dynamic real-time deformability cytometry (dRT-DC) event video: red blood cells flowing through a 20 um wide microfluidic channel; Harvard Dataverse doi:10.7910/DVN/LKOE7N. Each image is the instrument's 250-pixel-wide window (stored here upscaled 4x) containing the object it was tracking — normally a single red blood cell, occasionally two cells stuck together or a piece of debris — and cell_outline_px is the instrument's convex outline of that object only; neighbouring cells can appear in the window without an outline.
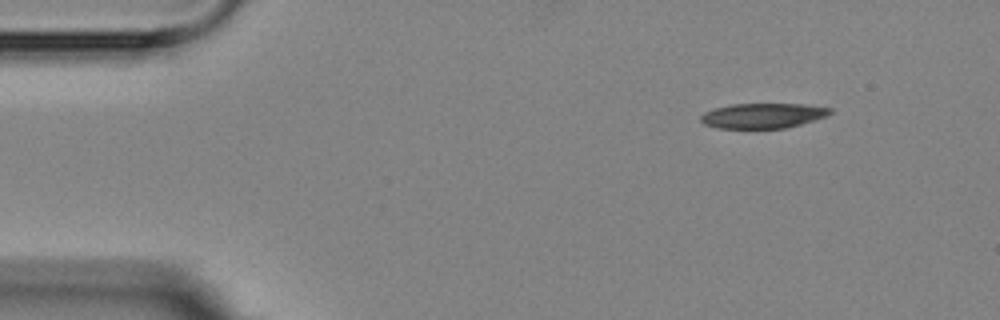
{"species": "Egyptian fruit bat (a non-hibernating species)", "species_latin": "Rousettus aegyptiacus", "temperature_condition": "room temperature", "stored_images_in_passage": 11, "camera_frame_rate_fps": 3000, "um_per_image_px": 0.085, "animal": {"sex": "female"}, "frame": {"image": 1, "passage_image": 1, "time_ms": 0.0, "image_size_px": [1000, 320], "cell_outline_px": [[832, 112], [828, 116], [800, 124], [784, 128], [716, 128], [704, 124], [700, 120], [700, 116], [704, 112], [716, 108], [732, 104], [804, 104], [832, 108]], "centroid_in_image_um": [64.85, 9.83], "position_along_channel_um": 20.1, "area_um2": 18.84}}
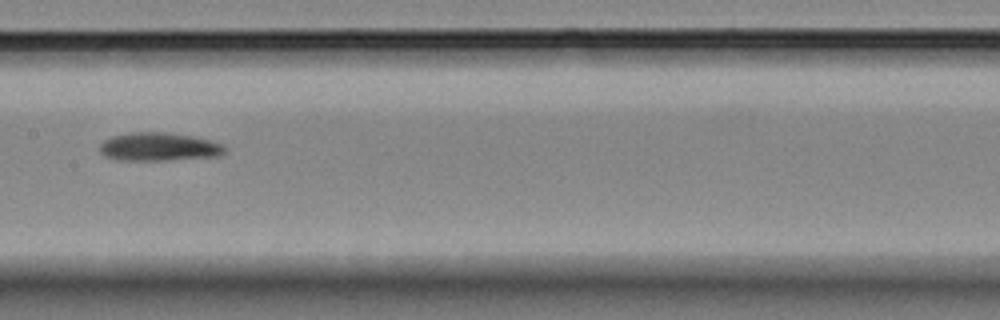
{"frame": {"image": 2, "passage_image": 6, "time_ms": 7.0, "image_size_px": [1000, 320], "cell_outline_px": [[228, 148], [220, 156], [164, 160], [116, 160], [104, 156], [100, 152], [100, 144], [104, 140], [112, 136], [132, 132], [164, 132], [196, 136], [220, 144]], "centroid_in_image_um": [13.49, 12.48], "position_along_channel_um": 193.9, "area_um2": 20.69}}
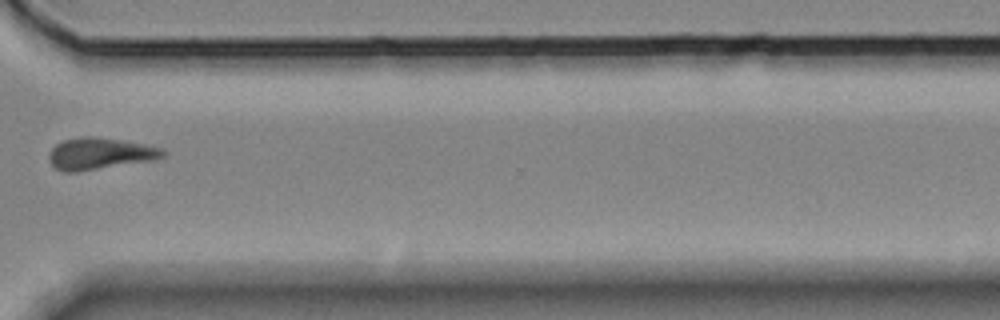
{"frame": {"image": 3, "passage_image": 10, "time_ms": 11.667, "image_size_px": [1000, 320], "cell_outline_px": [[168, 152], [164, 156], [156, 160], [76, 172], [64, 172], [56, 168], [48, 160], [48, 156], [52, 148], [56, 144], [64, 140], [80, 136], [92, 136], [120, 140], [144, 144], [164, 148]], "centroid_in_image_um": [8.52, 13.06], "position_along_channel_um": 362.1, "area_um2": 21.21}}